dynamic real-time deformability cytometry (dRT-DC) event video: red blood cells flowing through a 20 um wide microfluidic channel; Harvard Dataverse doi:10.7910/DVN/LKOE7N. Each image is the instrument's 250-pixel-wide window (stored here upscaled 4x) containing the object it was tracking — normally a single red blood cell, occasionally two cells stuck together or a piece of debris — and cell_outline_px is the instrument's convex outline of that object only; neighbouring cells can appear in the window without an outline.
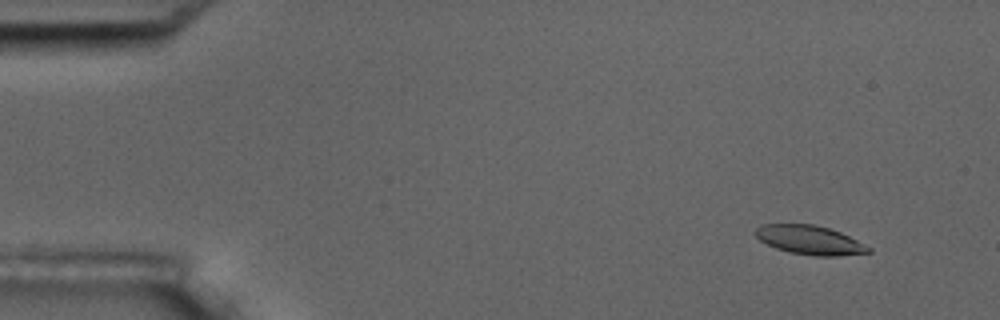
{"species": "common noctule bat (a hibernating species)", "species_latin": "Nyctalus noctula", "temperature_condition": "room temperature", "stored_images_in_passage": 13, "camera_frame_rate_fps": 3000, "um_per_image_px": 0.085, "animal": {"sex": "male", "body_mass_g": 17.5, "forearm_length_mm": 52.3}, "frame": {"image": 1, "passage_image": 2, "time_ms": 1.333, "image_size_px": [1000, 320], "cell_outline_px": [[872, 252], [836, 256], [816, 256], [788, 252], [776, 248], [760, 240], [752, 232], [756, 228], [764, 224], [812, 224], [828, 228], [840, 232], [872, 248]], "centroid_in_image_um": [68.81, 20.4], "position_along_channel_um": 16.2, "area_um2": 19.02}}
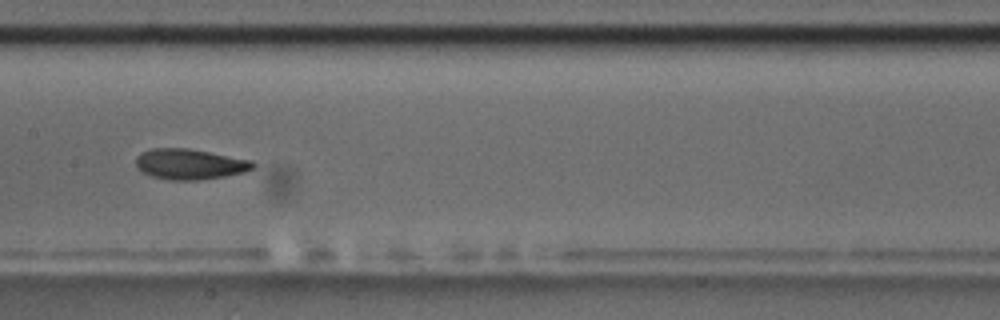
{"frame": {"image": 2, "passage_image": 9, "time_ms": 9.333, "image_size_px": [1000, 320], "cell_outline_px": [[256, 164], [252, 168], [244, 172], [224, 176], [200, 180], [172, 180], [152, 176], [136, 168], [136, 156], [140, 152], [152, 148], [188, 148], [252, 160]], "centroid_in_image_um": [16.11, 13.94], "position_along_channel_um": 191.3, "area_um2": 20.81}}
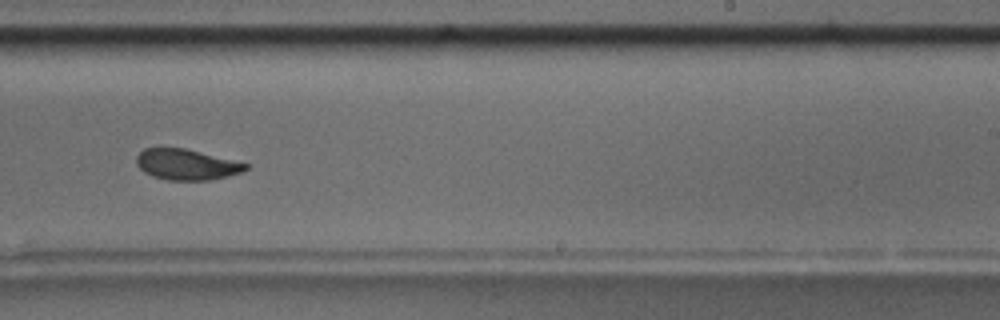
{"frame": {"image": 3, "passage_image": 11, "time_ms": 11.667, "image_size_px": [1000, 320], "cell_outline_px": [[248, 168], [240, 172], [228, 176], [212, 180], [168, 180], [152, 176], [144, 172], [136, 164], [136, 156], [144, 148], [160, 144], [184, 148], [248, 164]], "centroid_in_image_um": [15.75, 13.95], "position_along_channel_um": 273.2, "area_um2": 19.94}}